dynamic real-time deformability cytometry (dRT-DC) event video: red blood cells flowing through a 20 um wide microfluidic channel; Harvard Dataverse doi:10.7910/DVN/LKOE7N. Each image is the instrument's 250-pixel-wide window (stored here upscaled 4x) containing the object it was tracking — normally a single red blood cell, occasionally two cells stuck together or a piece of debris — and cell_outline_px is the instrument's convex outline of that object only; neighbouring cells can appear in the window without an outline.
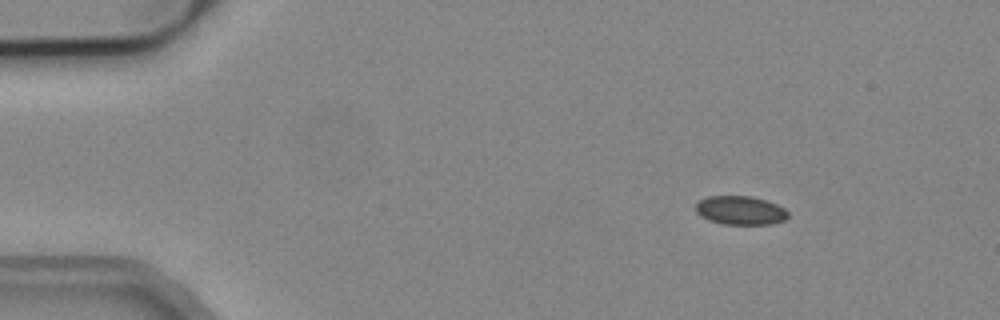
{"species": "common noctule bat (a hibernating species)", "species_latin": "Nyctalus noctula", "temperature_condition": "cold", "stored_images_in_passage": 6, "camera_frame_rate_fps": 3000, "um_per_image_px": 0.085, "animal": {"sex": "male", "body_mass_g": 19.2, "forearm_length_mm": 51.8}, "frame": {"image": 1, "passage_image": 1, "time_ms": 0.0, "image_size_px": [1000, 320], "cell_outline_px": [[788, 216], [784, 220], [772, 224], [724, 224], [708, 220], [700, 216], [696, 212], [696, 204], [700, 200], [708, 196], [752, 196], [776, 204], [784, 208], [788, 212]], "centroid_in_image_um": [62.92, 17.88], "position_along_channel_um": 22.1, "area_um2": 15.43}}
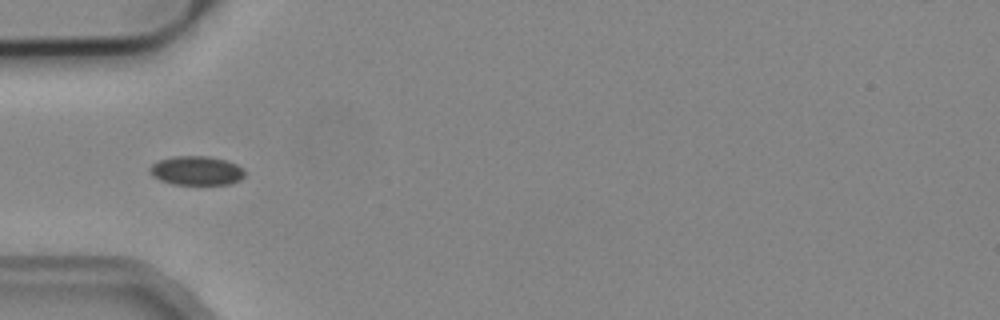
{"frame": {"image": 2, "passage_image": 3, "time_ms": 0.667, "image_size_px": [1000, 320], "cell_outline_px": [[244, 176], [240, 180], [228, 184], [172, 184], [160, 180], [152, 176], [148, 172], [148, 168], [152, 164], [160, 160], [172, 156], [208, 156], [224, 160], [236, 164], [244, 172]], "centroid_in_image_um": [16.64, 14.5], "position_along_channel_um": 68.4, "area_um2": 16.01}}
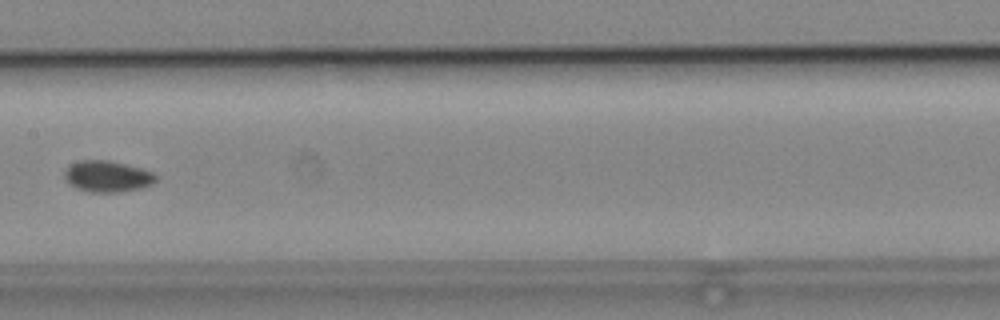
{"frame": {"image": 3, "passage_image": 6, "time_ms": 1.667, "image_size_px": [1000, 320], "cell_outline_px": [[156, 180], [152, 184], [140, 188], [120, 192], [88, 192], [76, 188], [68, 184], [64, 180], [64, 172], [72, 164], [80, 160], [108, 160], [140, 168], [152, 172], [156, 176]], "centroid_in_image_um": [9.09, 15.0], "position_along_channel_um": 198.3, "area_um2": 16.59}}